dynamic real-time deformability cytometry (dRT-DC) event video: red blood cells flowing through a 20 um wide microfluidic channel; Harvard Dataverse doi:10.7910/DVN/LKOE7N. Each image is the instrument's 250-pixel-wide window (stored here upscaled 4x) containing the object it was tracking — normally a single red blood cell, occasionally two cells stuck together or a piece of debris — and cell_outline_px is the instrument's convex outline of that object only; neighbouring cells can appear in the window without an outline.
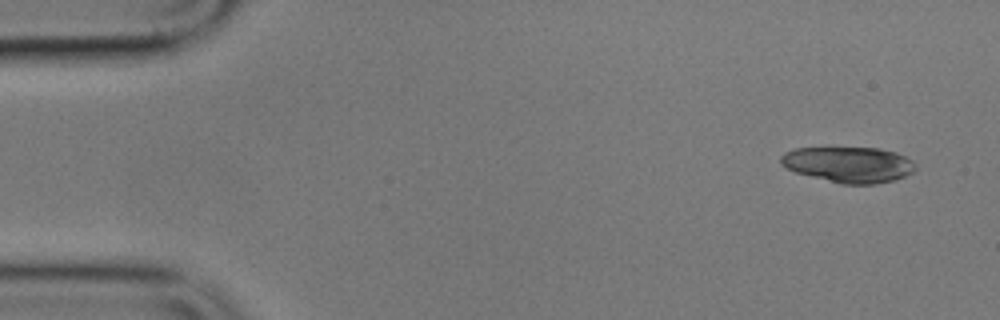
{"species": "common noctule bat (a hibernating species)", "species_latin": "Nyctalus noctula", "temperature_condition": "cold", "stored_images_in_passage": 6, "camera_frame_rate_fps": 3000, "um_per_image_px": 0.085, "animal": {"sex": "male", "body_mass_g": 17.9}, "frame": {"image": 1, "passage_image": 1, "time_ms": 0.0, "image_size_px": [1000, 320], "cell_outline_px": [[916, 168], [912, 172], [896, 180], [876, 184], [840, 184], [796, 172], [780, 164], [780, 156], [784, 152], [796, 148], [880, 148], [896, 152], [912, 160], [916, 164]], "centroid_in_image_um": [72.15, 13.99], "position_along_channel_um": 12.8, "area_um2": 28.09}}